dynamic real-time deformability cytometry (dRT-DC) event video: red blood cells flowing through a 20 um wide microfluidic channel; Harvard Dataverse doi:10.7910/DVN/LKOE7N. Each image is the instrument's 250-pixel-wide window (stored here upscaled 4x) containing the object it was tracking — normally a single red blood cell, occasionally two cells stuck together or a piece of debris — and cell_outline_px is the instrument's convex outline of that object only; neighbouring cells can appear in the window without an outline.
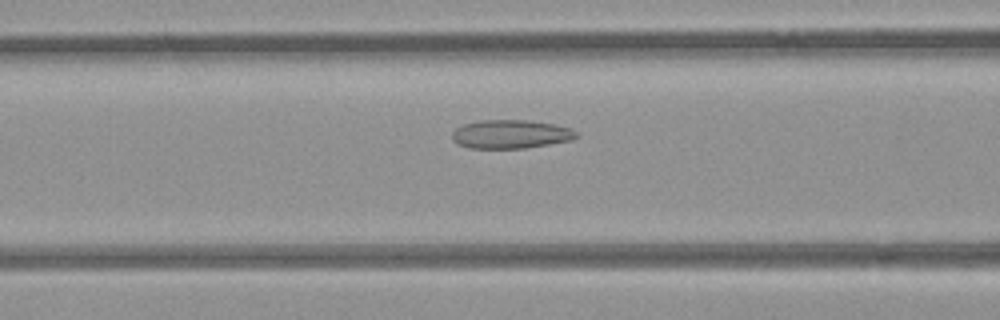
{"species": "common noctule bat (a hibernating species)", "species_latin": "Nyctalus noctula", "temperature_condition": "room temperature", "stored_images_in_passage": 9, "camera_frame_rate_fps": 3000, "um_per_image_px": 0.085, "animal": {"sex": "female", "body_mass_g": 21.9}, "frame": {"image": 1, "passage_image": 8, "time_ms": 2.333, "image_size_px": [1000, 320], "cell_outline_px": [[580, 136], [572, 140], [524, 148], [468, 148], [456, 144], [452, 140], [452, 132], [456, 128], [464, 124], [480, 120], [528, 120], [556, 124], [572, 128], [580, 132]], "centroid_in_image_um": [43.45, 11.4], "position_along_channel_um": 123.2, "area_um2": 21.04}}